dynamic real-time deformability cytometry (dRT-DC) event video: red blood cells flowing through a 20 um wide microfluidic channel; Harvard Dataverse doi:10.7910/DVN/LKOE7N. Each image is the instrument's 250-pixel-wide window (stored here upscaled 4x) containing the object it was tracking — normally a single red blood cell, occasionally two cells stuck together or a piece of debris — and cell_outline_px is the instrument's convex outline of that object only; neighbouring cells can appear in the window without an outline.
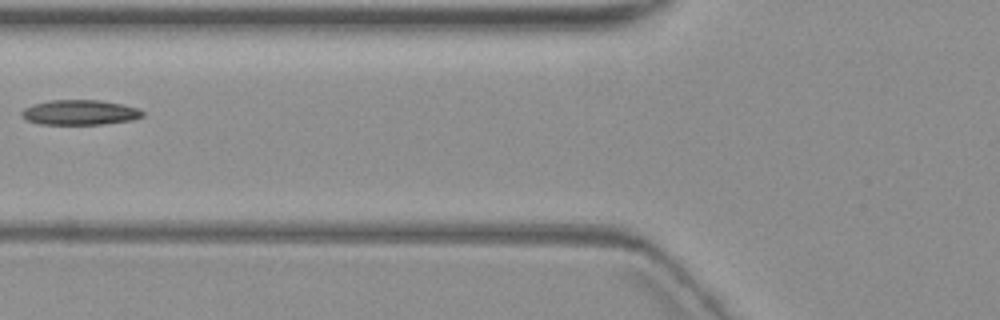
{"species": "common noctule bat (a hibernating species)", "species_latin": "Nyctalus noctula", "temperature_condition": "warm", "stored_images_in_passage": 5, "camera_frame_rate_fps": 3000, "um_per_image_px": 0.085, "animal": {"sex": "female", "body_mass_g": 19.3, "forearm_length_mm": 54.1}, "frame": {"image": 1, "passage_image": 5, "time_ms": 5.333, "image_size_px": [1000, 320], "cell_outline_px": [[144, 116], [132, 120], [104, 124], [40, 124], [24, 120], [20, 116], [20, 112], [24, 108], [32, 104], [52, 100], [100, 100], [120, 104], [136, 108], [144, 112]], "centroid_in_image_um": [6.73, 9.56], "position_along_channel_um": 119.1, "area_um2": 17.69}}